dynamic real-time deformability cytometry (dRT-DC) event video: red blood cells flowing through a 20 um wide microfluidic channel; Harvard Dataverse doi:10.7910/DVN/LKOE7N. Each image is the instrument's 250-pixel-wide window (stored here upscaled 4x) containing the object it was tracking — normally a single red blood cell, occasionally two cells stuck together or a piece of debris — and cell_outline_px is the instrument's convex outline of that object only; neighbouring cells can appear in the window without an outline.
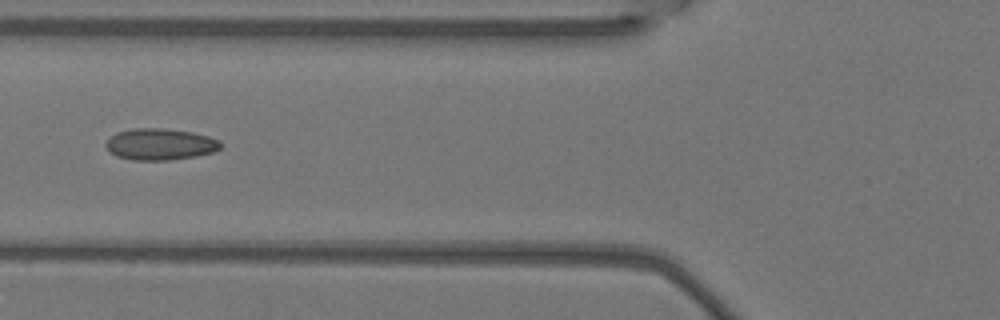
{"species": "Egyptian fruit bat (a non-hibernating species)", "species_latin": "Rousettus aegyptiacus", "temperature_condition": "warm", "stored_images_in_passage": 6, "camera_frame_rate_fps": 3000, "um_per_image_px": 0.085, "animal": {"sex": "female"}, "frame": {"image": 1, "passage_image": 5, "time_ms": 1.333, "image_size_px": [1000, 320], "cell_outline_px": [[220, 148], [212, 152], [196, 156], [168, 160], [132, 160], [116, 156], [108, 152], [104, 144], [116, 132], [132, 128], [164, 128], [192, 132], [208, 136], [220, 140]], "centroid_in_image_um": [13.57, 12.26], "position_along_channel_um": 112.2, "area_um2": 21.15}}
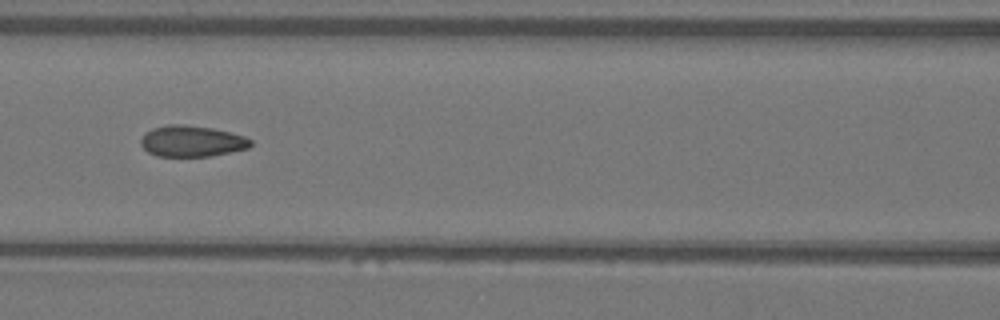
{"frame": {"image": 2, "passage_image": 6, "time_ms": 1.667, "image_size_px": [1000, 320], "cell_outline_px": [[252, 144], [248, 148], [232, 152], [212, 156], [156, 156], [148, 152], [140, 144], [140, 140], [152, 128], [168, 124], [184, 124], [212, 128], [244, 136], [252, 140]], "centroid_in_image_um": [16.31, 12.0], "position_along_channel_um": 150.3, "area_um2": 19.88}}